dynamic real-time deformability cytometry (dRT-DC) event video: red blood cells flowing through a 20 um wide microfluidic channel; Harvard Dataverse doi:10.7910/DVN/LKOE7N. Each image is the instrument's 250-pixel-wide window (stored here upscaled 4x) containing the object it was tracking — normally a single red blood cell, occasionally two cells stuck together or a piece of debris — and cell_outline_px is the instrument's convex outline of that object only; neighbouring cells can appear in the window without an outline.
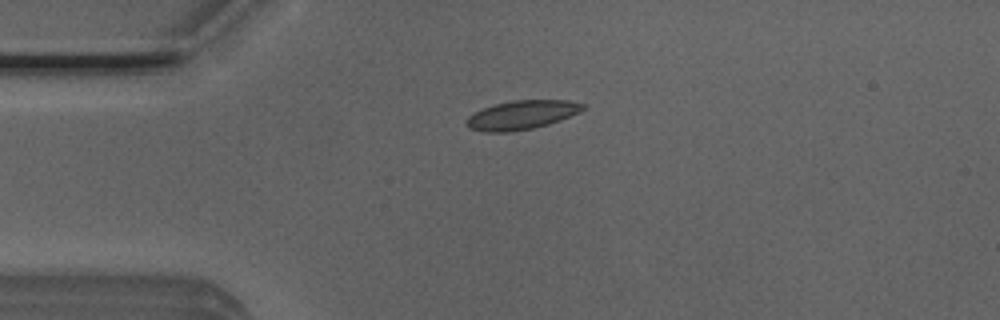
{"species": "Egyptian fruit bat (a non-hibernating species)", "species_latin": "Rousettus aegyptiacus", "temperature_condition": "room temperature", "stored_images_in_passage": 41, "camera_frame_rate_fps": 3000, "um_per_image_px": 0.085, "animal": {"sex": "male"}, "frame": {"image": 1, "passage_image": 1, "time_ms": 0.0, "image_size_px": [1000, 320], "cell_outline_px": [[588, 104], [580, 112], [560, 120], [548, 124], [532, 128], [512, 132], [484, 132], [472, 128], [464, 124], [464, 120], [468, 116], [492, 104], [512, 100], [568, 100]], "centroid_in_image_um": [44.35, 9.76], "position_along_channel_um": 40.6, "area_um2": 19.77}}
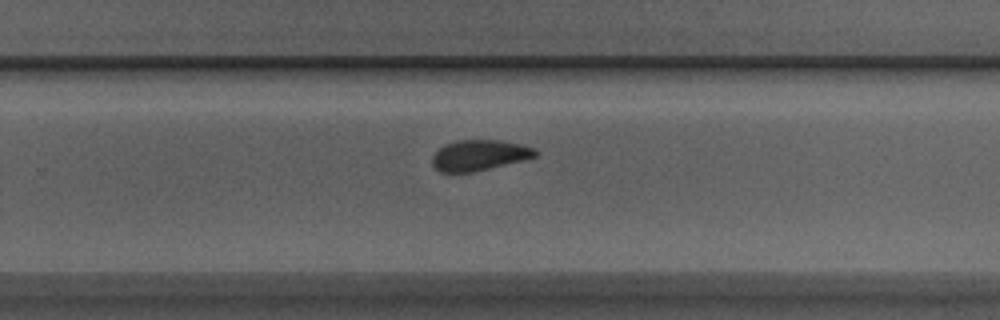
{"frame": {"image": 2, "passage_image": 22, "time_ms": 7.0, "image_size_px": [1000, 320], "cell_outline_px": [[540, 152], [536, 156], [472, 172], [440, 172], [432, 164], [432, 156], [444, 144], [456, 140], [500, 140], [520, 144], [536, 148]], "centroid_in_image_um": [40.73, 13.17], "position_along_channel_um": 289.1, "area_um2": 18.21}}
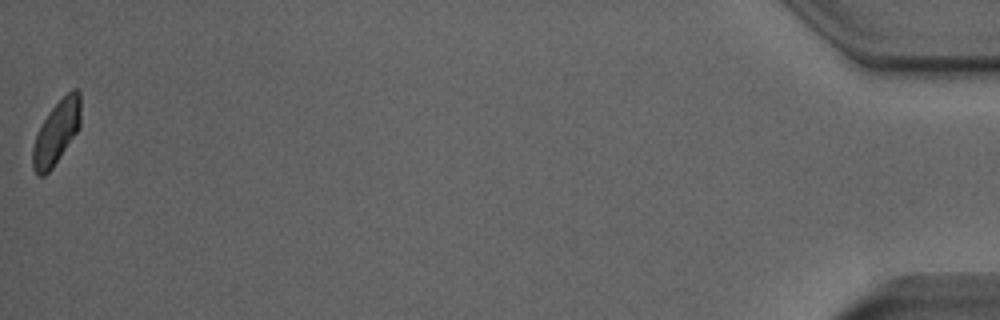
{"frame": {"image": 3, "passage_image": 41, "time_ms": 13.333, "image_size_px": [1000, 320], "cell_outline_px": [[80, 128], [52, 168], [44, 176], [36, 176], [32, 168], [32, 148], [36, 136], [44, 120], [52, 108], [72, 88], [76, 88], [80, 92]], "centroid_in_image_um": [4.8, 11.28], "position_along_channel_um": 430.4, "area_um2": 17.63}, "authors_computed_cell_mechanics": {"area_um2": 18.9006, "velocity_mm_per_s": 3.8878, "shape_relaxation_time_tau1_ms": 3.0657, "shape_relaxation_time_tau2_ms": 1.1725, "deformation_change_tau1": 0.1152, "deformation_change_tau2": 0.0732}}